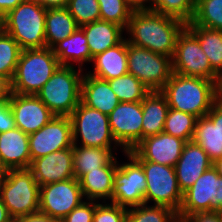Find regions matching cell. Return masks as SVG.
<instances>
[{
	"mask_svg": "<svg viewBox=\"0 0 222 222\" xmlns=\"http://www.w3.org/2000/svg\"><path fill=\"white\" fill-rule=\"evenodd\" d=\"M100 20L114 22L127 28L133 8L125 0H98Z\"/></svg>",
	"mask_w": 222,
	"mask_h": 222,
	"instance_id": "obj_37",
	"label": "cell"
},
{
	"mask_svg": "<svg viewBox=\"0 0 222 222\" xmlns=\"http://www.w3.org/2000/svg\"><path fill=\"white\" fill-rule=\"evenodd\" d=\"M66 8L79 27L100 20L98 0H69Z\"/></svg>",
	"mask_w": 222,
	"mask_h": 222,
	"instance_id": "obj_38",
	"label": "cell"
},
{
	"mask_svg": "<svg viewBox=\"0 0 222 222\" xmlns=\"http://www.w3.org/2000/svg\"><path fill=\"white\" fill-rule=\"evenodd\" d=\"M102 203L96 201L93 222H126L128 208L112 202Z\"/></svg>",
	"mask_w": 222,
	"mask_h": 222,
	"instance_id": "obj_39",
	"label": "cell"
},
{
	"mask_svg": "<svg viewBox=\"0 0 222 222\" xmlns=\"http://www.w3.org/2000/svg\"><path fill=\"white\" fill-rule=\"evenodd\" d=\"M86 36L91 62L94 56L103 53L108 48L119 44L123 37L124 28L114 22L98 20L80 27Z\"/></svg>",
	"mask_w": 222,
	"mask_h": 222,
	"instance_id": "obj_24",
	"label": "cell"
},
{
	"mask_svg": "<svg viewBox=\"0 0 222 222\" xmlns=\"http://www.w3.org/2000/svg\"><path fill=\"white\" fill-rule=\"evenodd\" d=\"M8 102L14 116L16 127L28 135L41 129L55 116L51 110L33 94L12 93Z\"/></svg>",
	"mask_w": 222,
	"mask_h": 222,
	"instance_id": "obj_17",
	"label": "cell"
},
{
	"mask_svg": "<svg viewBox=\"0 0 222 222\" xmlns=\"http://www.w3.org/2000/svg\"><path fill=\"white\" fill-rule=\"evenodd\" d=\"M80 96L82 103L105 115H109L120 103L108 80L87 73H84L82 77Z\"/></svg>",
	"mask_w": 222,
	"mask_h": 222,
	"instance_id": "obj_22",
	"label": "cell"
},
{
	"mask_svg": "<svg viewBox=\"0 0 222 222\" xmlns=\"http://www.w3.org/2000/svg\"><path fill=\"white\" fill-rule=\"evenodd\" d=\"M168 111L166 96L161 91H150L142 100V139L163 132Z\"/></svg>",
	"mask_w": 222,
	"mask_h": 222,
	"instance_id": "obj_27",
	"label": "cell"
},
{
	"mask_svg": "<svg viewBox=\"0 0 222 222\" xmlns=\"http://www.w3.org/2000/svg\"><path fill=\"white\" fill-rule=\"evenodd\" d=\"M111 133L122 152L142 140V102H120L108 115Z\"/></svg>",
	"mask_w": 222,
	"mask_h": 222,
	"instance_id": "obj_14",
	"label": "cell"
},
{
	"mask_svg": "<svg viewBox=\"0 0 222 222\" xmlns=\"http://www.w3.org/2000/svg\"><path fill=\"white\" fill-rule=\"evenodd\" d=\"M185 144V140L162 132L142 139L129 152L136 159L174 167Z\"/></svg>",
	"mask_w": 222,
	"mask_h": 222,
	"instance_id": "obj_16",
	"label": "cell"
},
{
	"mask_svg": "<svg viewBox=\"0 0 222 222\" xmlns=\"http://www.w3.org/2000/svg\"><path fill=\"white\" fill-rule=\"evenodd\" d=\"M194 25L222 31V0H196Z\"/></svg>",
	"mask_w": 222,
	"mask_h": 222,
	"instance_id": "obj_33",
	"label": "cell"
},
{
	"mask_svg": "<svg viewBox=\"0 0 222 222\" xmlns=\"http://www.w3.org/2000/svg\"><path fill=\"white\" fill-rule=\"evenodd\" d=\"M212 211L222 212V177L213 166L183 193L182 206L178 214L184 216Z\"/></svg>",
	"mask_w": 222,
	"mask_h": 222,
	"instance_id": "obj_11",
	"label": "cell"
},
{
	"mask_svg": "<svg viewBox=\"0 0 222 222\" xmlns=\"http://www.w3.org/2000/svg\"><path fill=\"white\" fill-rule=\"evenodd\" d=\"M184 216L188 222H222V212H198Z\"/></svg>",
	"mask_w": 222,
	"mask_h": 222,
	"instance_id": "obj_42",
	"label": "cell"
},
{
	"mask_svg": "<svg viewBox=\"0 0 222 222\" xmlns=\"http://www.w3.org/2000/svg\"><path fill=\"white\" fill-rule=\"evenodd\" d=\"M8 172H9V168L0 159V186L5 181V179L8 175Z\"/></svg>",
	"mask_w": 222,
	"mask_h": 222,
	"instance_id": "obj_49",
	"label": "cell"
},
{
	"mask_svg": "<svg viewBox=\"0 0 222 222\" xmlns=\"http://www.w3.org/2000/svg\"><path fill=\"white\" fill-rule=\"evenodd\" d=\"M59 66L52 48L22 50L11 80L12 93L36 95Z\"/></svg>",
	"mask_w": 222,
	"mask_h": 222,
	"instance_id": "obj_3",
	"label": "cell"
},
{
	"mask_svg": "<svg viewBox=\"0 0 222 222\" xmlns=\"http://www.w3.org/2000/svg\"><path fill=\"white\" fill-rule=\"evenodd\" d=\"M96 201L85 200L75 207L61 222H93Z\"/></svg>",
	"mask_w": 222,
	"mask_h": 222,
	"instance_id": "obj_40",
	"label": "cell"
},
{
	"mask_svg": "<svg viewBox=\"0 0 222 222\" xmlns=\"http://www.w3.org/2000/svg\"><path fill=\"white\" fill-rule=\"evenodd\" d=\"M196 0H152L150 10L182 20L192 21L195 13Z\"/></svg>",
	"mask_w": 222,
	"mask_h": 222,
	"instance_id": "obj_35",
	"label": "cell"
},
{
	"mask_svg": "<svg viewBox=\"0 0 222 222\" xmlns=\"http://www.w3.org/2000/svg\"><path fill=\"white\" fill-rule=\"evenodd\" d=\"M185 27L178 18L145 9L133 11L125 31L128 43L173 58L178 35Z\"/></svg>",
	"mask_w": 222,
	"mask_h": 222,
	"instance_id": "obj_1",
	"label": "cell"
},
{
	"mask_svg": "<svg viewBox=\"0 0 222 222\" xmlns=\"http://www.w3.org/2000/svg\"><path fill=\"white\" fill-rule=\"evenodd\" d=\"M46 9L66 8L69 0H32Z\"/></svg>",
	"mask_w": 222,
	"mask_h": 222,
	"instance_id": "obj_45",
	"label": "cell"
},
{
	"mask_svg": "<svg viewBox=\"0 0 222 222\" xmlns=\"http://www.w3.org/2000/svg\"><path fill=\"white\" fill-rule=\"evenodd\" d=\"M5 31L4 15L0 14V35Z\"/></svg>",
	"mask_w": 222,
	"mask_h": 222,
	"instance_id": "obj_53",
	"label": "cell"
},
{
	"mask_svg": "<svg viewBox=\"0 0 222 222\" xmlns=\"http://www.w3.org/2000/svg\"><path fill=\"white\" fill-rule=\"evenodd\" d=\"M92 62L94 70L87 74L103 80H112L128 73L126 37L116 46L94 56Z\"/></svg>",
	"mask_w": 222,
	"mask_h": 222,
	"instance_id": "obj_25",
	"label": "cell"
},
{
	"mask_svg": "<svg viewBox=\"0 0 222 222\" xmlns=\"http://www.w3.org/2000/svg\"><path fill=\"white\" fill-rule=\"evenodd\" d=\"M74 177L79 181L85 174L107 166L117 148H97L73 144Z\"/></svg>",
	"mask_w": 222,
	"mask_h": 222,
	"instance_id": "obj_28",
	"label": "cell"
},
{
	"mask_svg": "<svg viewBox=\"0 0 222 222\" xmlns=\"http://www.w3.org/2000/svg\"><path fill=\"white\" fill-rule=\"evenodd\" d=\"M83 69L60 65L36 96L55 116H70L81 101Z\"/></svg>",
	"mask_w": 222,
	"mask_h": 222,
	"instance_id": "obj_4",
	"label": "cell"
},
{
	"mask_svg": "<svg viewBox=\"0 0 222 222\" xmlns=\"http://www.w3.org/2000/svg\"><path fill=\"white\" fill-rule=\"evenodd\" d=\"M128 73L150 91H161L173 74L172 58L127 42Z\"/></svg>",
	"mask_w": 222,
	"mask_h": 222,
	"instance_id": "obj_9",
	"label": "cell"
},
{
	"mask_svg": "<svg viewBox=\"0 0 222 222\" xmlns=\"http://www.w3.org/2000/svg\"><path fill=\"white\" fill-rule=\"evenodd\" d=\"M22 49L5 31L0 35V75L12 80Z\"/></svg>",
	"mask_w": 222,
	"mask_h": 222,
	"instance_id": "obj_34",
	"label": "cell"
},
{
	"mask_svg": "<svg viewBox=\"0 0 222 222\" xmlns=\"http://www.w3.org/2000/svg\"><path fill=\"white\" fill-rule=\"evenodd\" d=\"M173 72L187 77H199L218 83L219 75L212 69L197 37L185 27L178 35L172 58Z\"/></svg>",
	"mask_w": 222,
	"mask_h": 222,
	"instance_id": "obj_10",
	"label": "cell"
},
{
	"mask_svg": "<svg viewBox=\"0 0 222 222\" xmlns=\"http://www.w3.org/2000/svg\"><path fill=\"white\" fill-rule=\"evenodd\" d=\"M28 169L39 186L75 178L73 147L36 158L31 161Z\"/></svg>",
	"mask_w": 222,
	"mask_h": 222,
	"instance_id": "obj_18",
	"label": "cell"
},
{
	"mask_svg": "<svg viewBox=\"0 0 222 222\" xmlns=\"http://www.w3.org/2000/svg\"><path fill=\"white\" fill-rule=\"evenodd\" d=\"M24 0H0V14L6 15L10 10L16 8Z\"/></svg>",
	"mask_w": 222,
	"mask_h": 222,
	"instance_id": "obj_46",
	"label": "cell"
},
{
	"mask_svg": "<svg viewBox=\"0 0 222 222\" xmlns=\"http://www.w3.org/2000/svg\"><path fill=\"white\" fill-rule=\"evenodd\" d=\"M118 167L115 157L107 166L85 174L80 180L84 200H111L114 186V173Z\"/></svg>",
	"mask_w": 222,
	"mask_h": 222,
	"instance_id": "obj_23",
	"label": "cell"
},
{
	"mask_svg": "<svg viewBox=\"0 0 222 222\" xmlns=\"http://www.w3.org/2000/svg\"><path fill=\"white\" fill-rule=\"evenodd\" d=\"M0 222H12V218L10 217L1 197H0Z\"/></svg>",
	"mask_w": 222,
	"mask_h": 222,
	"instance_id": "obj_48",
	"label": "cell"
},
{
	"mask_svg": "<svg viewBox=\"0 0 222 222\" xmlns=\"http://www.w3.org/2000/svg\"><path fill=\"white\" fill-rule=\"evenodd\" d=\"M72 146V123L68 116H54L45 126L29 135L31 161Z\"/></svg>",
	"mask_w": 222,
	"mask_h": 222,
	"instance_id": "obj_15",
	"label": "cell"
},
{
	"mask_svg": "<svg viewBox=\"0 0 222 222\" xmlns=\"http://www.w3.org/2000/svg\"><path fill=\"white\" fill-rule=\"evenodd\" d=\"M69 117L72 123L74 145L97 148L119 147L111 133L108 115L90 108L80 101Z\"/></svg>",
	"mask_w": 222,
	"mask_h": 222,
	"instance_id": "obj_7",
	"label": "cell"
},
{
	"mask_svg": "<svg viewBox=\"0 0 222 222\" xmlns=\"http://www.w3.org/2000/svg\"><path fill=\"white\" fill-rule=\"evenodd\" d=\"M12 222H60V220L38 212L20 218H13Z\"/></svg>",
	"mask_w": 222,
	"mask_h": 222,
	"instance_id": "obj_43",
	"label": "cell"
},
{
	"mask_svg": "<svg viewBox=\"0 0 222 222\" xmlns=\"http://www.w3.org/2000/svg\"><path fill=\"white\" fill-rule=\"evenodd\" d=\"M46 8L32 0H24L4 15L5 32L22 50L46 47Z\"/></svg>",
	"mask_w": 222,
	"mask_h": 222,
	"instance_id": "obj_5",
	"label": "cell"
},
{
	"mask_svg": "<svg viewBox=\"0 0 222 222\" xmlns=\"http://www.w3.org/2000/svg\"><path fill=\"white\" fill-rule=\"evenodd\" d=\"M0 159L9 169L29 168V135L17 127L0 133Z\"/></svg>",
	"mask_w": 222,
	"mask_h": 222,
	"instance_id": "obj_21",
	"label": "cell"
},
{
	"mask_svg": "<svg viewBox=\"0 0 222 222\" xmlns=\"http://www.w3.org/2000/svg\"><path fill=\"white\" fill-rule=\"evenodd\" d=\"M108 82L120 102H142L150 93V89L130 73Z\"/></svg>",
	"mask_w": 222,
	"mask_h": 222,
	"instance_id": "obj_31",
	"label": "cell"
},
{
	"mask_svg": "<svg viewBox=\"0 0 222 222\" xmlns=\"http://www.w3.org/2000/svg\"><path fill=\"white\" fill-rule=\"evenodd\" d=\"M124 154L129 161L118 163L111 202L130 208L144 204L146 176L142 164L130 152Z\"/></svg>",
	"mask_w": 222,
	"mask_h": 222,
	"instance_id": "obj_12",
	"label": "cell"
},
{
	"mask_svg": "<svg viewBox=\"0 0 222 222\" xmlns=\"http://www.w3.org/2000/svg\"><path fill=\"white\" fill-rule=\"evenodd\" d=\"M40 186L27 169H9L0 186V197L10 217L20 218L39 212Z\"/></svg>",
	"mask_w": 222,
	"mask_h": 222,
	"instance_id": "obj_6",
	"label": "cell"
},
{
	"mask_svg": "<svg viewBox=\"0 0 222 222\" xmlns=\"http://www.w3.org/2000/svg\"><path fill=\"white\" fill-rule=\"evenodd\" d=\"M175 214L168 207L141 204L128 208L126 222H169Z\"/></svg>",
	"mask_w": 222,
	"mask_h": 222,
	"instance_id": "obj_36",
	"label": "cell"
},
{
	"mask_svg": "<svg viewBox=\"0 0 222 222\" xmlns=\"http://www.w3.org/2000/svg\"><path fill=\"white\" fill-rule=\"evenodd\" d=\"M212 166L217 171L218 175L222 177V158L215 160Z\"/></svg>",
	"mask_w": 222,
	"mask_h": 222,
	"instance_id": "obj_50",
	"label": "cell"
},
{
	"mask_svg": "<svg viewBox=\"0 0 222 222\" xmlns=\"http://www.w3.org/2000/svg\"><path fill=\"white\" fill-rule=\"evenodd\" d=\"M198 117L169 108L163 132L186 142L191 141Z\"/></svg>",
	"mask_w": 222,
	"mask_h": 222,
	"instance_id": "obj_32",
	"label": "cell"
},
{
	"mask_svg": "<svg viewBox=\"0 0 222 222\" xmlns=\"http://www.w3.org/2000/svg\"><path fill=\"white\" fill-rule=\"evenodd\" d=\"M169 222H188L185 216L176 213Z\"/></svg>",
	"mask_w": 222,
	"mask_h": 222,
	"instance_id": "obj_52",
	"label": "cell"
},
{
	"mask_svg": "<svg viewBox=\"0 0 222 222\" xmlns=\"http://www.w3.org/2000/svg\"><path fill=\"white\" fill-rule=\"evenodd\" d=\"M125 1L133 8V10L151 9L152 6V0H125Z\"/></svg>",
	"mask_w": 222,
	"mask_h": 222,
	"instance_id": "obj_47",
	"label": "cell"
},
{
	"mask_svg": "<svg viewBox=\"0 0 222 222\" xmlns=\"http://www.w3.org/2000/svg\"><path fill=\"white\" fill-rule=\"evenodd\" d=\"M79 26L67 8L46 10L45 41L52 48L59 41L68 38Z\"/></svg>",
	"mask_w": 222,
	"mask_h": 222,
	"instance_id": "obj_29",
	"label": "cell"
},
{
	"mask_svg": "<svg viewBox=\"0 0 222 222\" xmlns=\"http://www.w3.org/2000/svg\"><path fill=\"white\" fill-rule=\"evenodd\" d=\"M186 27L197 37L212 69L220 76L222 74V31L194 25L192 22L187 23Z\"/></svg>",
	"mask_w": 222,
	"mask_h": 222,
	"instance_id": "obj_30",
	"label": "cell"
},
{
	"mask_svg": "<svg viewBox=\"0 0 222 222\" xmlns=\"http://www.w3.org/2000/svg\"><path fill=\"white\" fill-rule=\"evenodd\" d=\"M12 94L11 80L0 75V101H9Z\"/></svg>",
	"mask_w": 222,
	"mask_h": 222,
	"instance_id": "obj_44",
	"label": "cell"
},
{
	"mask_svg": "<svg viewBox=\"0 0 222 222\" xmlns=\"http://www.w3.org/2000/svg\"><path fill=\"white\" fill-rule=\"evenodd\" d=\"M80 183L76 178L40 186L39 212L62 220L83 201Z\"/></svg>",
	"mask_w": 222,
	"mask_h": 222,
	"instance_id": "obj_13",
	"label": "cell"
},
{
	"mask_svg": "<svg viewBox=\"0 0 222 222\" xmlns=\"http://www.w3.org/2000/svg\"><path fill=\"white\" fill-rule=\"evenodd\" d=\"M217 99L222 101V74L219 76V80L217 83Z\"/></svg>",
	"mask_w": 222,
	"mask_h": 222,
	"instance_id": "obj_51",
	"label": "cell"
},
{
	"mask_svg": "<svg viewBox=\"0 0 222 222\" xmlns=\"http://www.w3.org/2000/svg\"><path fill=\"white\" fill-rule=\"evenodd\" d=\"M137 160L142 164L146 176L144 204L153 201V205L168 207L178 213L182 206L183 193L179 189L174 167L144 159Z\"/></svg>",
	"mask_w": 222,
	"mask_h": 222,
	"instance_id": "obj_8",
	"label": "cell"
},
{
	"mask_svg": "<svg viewBox=\"0 0 222 222\" xmlns=\"http://www.w3.org/2000/svg\"><path fill=\"white\" fill-rule=\"evenodd\" d=\"M161 92L166 96L169 108L198 118L205 116L218 100L215 81L174 72Z\"/></svg>",
	"mask_w": 222,
	"mask_h": 222,
	"instance_id": "obj_2",
	"label": "cell"
},
{
	"mask_svg": "<svg viewBox=\"0 0 222 222\" xmlns=\"http://www.w3.org/2000/svg\"><path fill=\"white\" fill-rule=\"evenodd\" d=\"M60 65L74 66L82 69L84 63L91 62V53L84 31L78 27L68 38L59 41L52 47Z\"/></svg>",
	"mask_w": 222,
	"mask_h": 222,
	"instance_id": "obj_26",
	"label": "cell"
},
{
	"mask_svg": "<svg viewBox=\"0 0 222 222\" xmlns=\"http://www.w3.org/2000/svg\"><path fill=\"white\" fill-rule=\"evenodd\" d=\"M15 120L8 101H0V133L15 128Z\"/></svg>",
	"mask_w": 222,
	"mask_h": 222,
	"instance_id": "obj_41",
	"label": "cell"
},
{
	"mask_svg": "<svg viewBox=\"0 0 222 222\" xmlns=\"http://www.w3.org/2000/svg\"><path fill=\"white\" fill-rule=\"evenodd\" d=\"M213 162L207 153L192 141L186 142L174 166L179 189L184 193L209 168Z\"/></svg>",
	"mask_w": 222,
	"mask_h": 222,
	"instance_id": "obj_20",
	"label": "cell"
},
{
	"mask_svg": "<svg viewBox=\"0 0 222 222\" xmlns=\"http://www.w3.org/2000/svg\"><path fill=\"white\" fill-rule=\"evenodd\" d=\"M214 162L222 158V101L217 100L211 110L198 118L191 139Z\"/></svg>",
	"mask_w": 222,
	"mask_h": 222,
	"instance_id": "obj_19",
	"label": "cell"
}]
</instances>
